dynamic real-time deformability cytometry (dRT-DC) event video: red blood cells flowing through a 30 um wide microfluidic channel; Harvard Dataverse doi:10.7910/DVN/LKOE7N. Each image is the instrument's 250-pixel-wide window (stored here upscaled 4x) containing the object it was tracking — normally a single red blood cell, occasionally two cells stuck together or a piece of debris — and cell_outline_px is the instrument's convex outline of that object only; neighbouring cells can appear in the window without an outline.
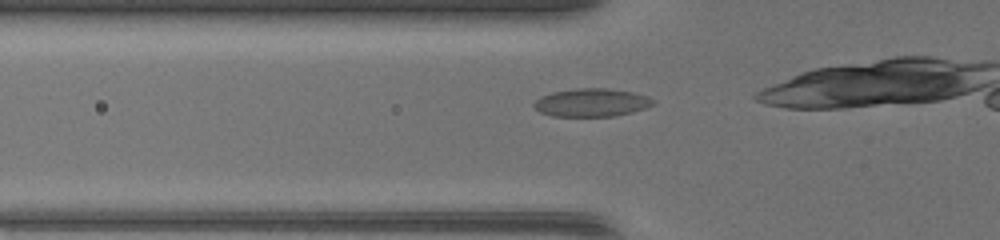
{"species": "common noctule bat (a hibernating species)", "species_latin": "Nyctalus noctula", "temperature_condition": "warm", "stored_images_in_passage": 31, "camera_frame_rate_fps": 3000, "um_per_image_px": 0.085, "animal": {"sex": "female", "body_mass_g": 17.0, "forearm_length_mm": 48.0}, "frame": {"image": 1, "passage_image": 10, "time_ms": 3.0, "image_size_px": [1000, 240], "cell_outline_px": [[656, 104], [632, 112], [612, 116], [552, 116], [540, 112], [532, 104], [540, 96], [552, 92], [576, 88], [608, 88], [632, 92], [648, 96], [656, 100]], "centroid_in_image_um": [50.3, 8.71], "position_along_channel_um": 75.5, "area_um2": 19.59}}
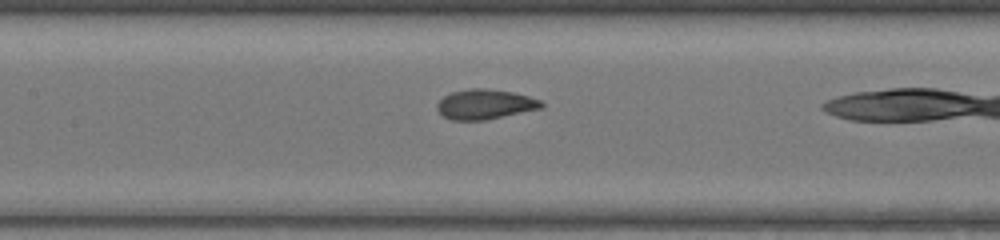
{"frame": {"image": 2, "passage_image": 16, "time_ms": 5.0, "image_size_px": [1000, 240], "cell_outline_px": [[544, 108], [484, 120], [452, 120], [444, 116], [436, 108], [436, 104], [444, 96], [452, 92], [472, 88], [484, 88], [512, 92], [528, 96], [540, 100], [544, 104]], "centroid_in_image_um": [41.24, 8.86], "position_along_channel_um": 166.2, "area_um2": 18.09}}
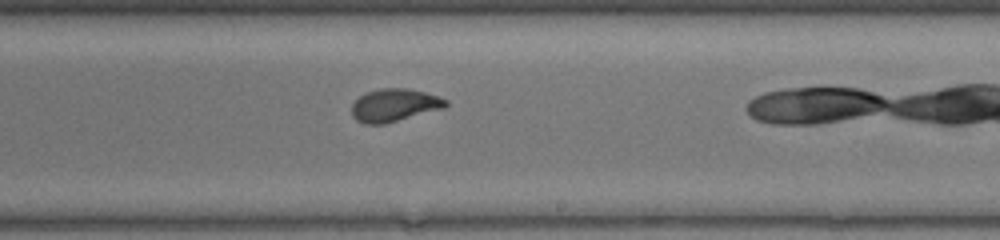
{"frame": {"image": 3, "passage_image": 22, "time_ms": 7.0, "image_size_px": [1000, 240], "cell_outline_px": [[448, 104], [444, 108], [384, 124], [364, 124], [356, 120], [352, 116], [352, 104], [360, 96], [368, 92], [380, 88], [408, 88], [424, 92], [448, 100]], "centroid_in_image_um": [33.51, 8.94], "position_along_channel_um": 255.5, "area_um2": 17.86}}